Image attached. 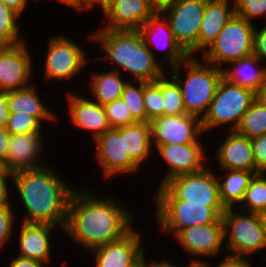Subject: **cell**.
I'll list each match as a JSON object with an SVG mask.
<instances>
[{
	"mask_svg": "<svg viewBox=\"0 0 266 267\" xmlns=\"http://www.w3.org/2000/svg\"><path fill=\"white\" fill-rule=\"evenodd\" d=\"M5 128L10 135L26 134L32 132H42L43 124L35 116L17 112L9 113Z\"/></svg>",
	"mask_w": 266,
	"mask_h": 267,
	"instance_id": "36",
	"label": "cell"
},
{
	"mask_svg": "<svg viewBox=\"0 0 266 267\" xmlns=\"http://www.w3.org/2000/svg\"><path fill=\"white\" fill-rule=\"evenodd\" d=\"M167 74L160 78L164 115L177 116L186 114L180 87L168 72Z\"/></svg>",
	"mask_w": 266,
	"mask_h": 267,
	"instance_id": "33",
	"label": "cell"
},
{
	"mask_svg": "<svg viewBox=\"0 0 266 267\" xmlns=\"http://www.w3.org/2000/svg\"><path fill=\"white\" fill-rule=\"evenodd\" d=\"M94 7L96 8V0H71V8L77 12L91 10Z\"/></svg>",
	"mask_w": 266,
	"mask_h": 267,
	"instance_id": "48",
	"label": "cell"
},
{
	"mask_svg": "<svg viewBox=\"0 0 266 267\" xmlns=\"http://www.w3.org/2000/svg\"><path fill=\"white\" fill-rule=\"evenodd\" d=\"M86 186L72 193L62 232L89 252L129 233L134 228L135 216L115 196L92 194Z\"/></svg>",
	"mask_w": 266,
	"mask_h": 267,
	"instance_id": "1",
	"label": "cell"
},
{
	"mask_svg": "<svg viewBox=\"0 0 266 267\" xmlns=\"http://www.w3.org/2000/svg\"><path fill=\"white\" fill-rule=\"evenodd\" d=\"M148 4L154 9L155 12L162 11L170 6L175 0H147Z\"/></svg>",
	"mask_w": 266,
	"mask_h": 267,
	"instance_id": "50",
	"label": "cell"
},
{
	"mask_svg": "<svg viewBox=\"0 0 266 267\" xmlns=\"http://www.w3.org/2000/svg\"><path fill=\"white\" fill-rule=\"evenodd\" d=\"M19 18L21 17L18 13L8 8L0 0V44L2 46H13L26 41L18 30L21 27L18 23Z\"/></svg>",
	"mask_w": 266,
	"mask_h": 267,
	"instance_id": "32",
	"label": "cell"
},
{
	"mask_svg": "<svg viewBox=\"0 0 266 267\" xmlns=\"http://www.w3.org/2000/svg\"><path fill=\"white\" fill-rule=\"evenodd\" d=\"M41 99L37 85L34 83L24 89L9 91L7 92L9 113H27L35 116L42 124L46 121L47 123L58 122L56 119L60 117H57Z\"/></svg>",
	"mask_w": 266,
	"mask_h": 267,
	"instance_id": "25",
	"label": "cell"
},
{
	"mask_svg": "<svg viewBox=\"0 0 266 267\" xmlns=\"http://www.w3.org/2000/svg\"><path fill=\"white\" fill-rule=\"evenodd\" d=\"M31 0H29V2H30ZM38 2L39 0H32V2ZM46 1H48V0H46ZM56 1V0H55ZM58 2H60V3H63V4H67V6H70V4H69V0H57Z\"/></svg>",
	"mask_w": 266,
	"mask_h": 267,
	"instance_id": "55",
	"label": "cell"
},
{
	"mask_svg": "<svg viewBox=\"0 0 266 267\" xmlns=\"http://www.w3.org/2000/svg\"><path fill=\"white\" fill-rule=\"evenodd\" d=\"M10 133L5 127H0V160L5 161L9 147Z\"/></svg>",
	"mask_w": 266,
	"mask_h": 267,
	"instance_id": "46",
	"label": "cell"
},
{
	"mask_svg": "<svg viewBox=\"0 0 266 267\" xmlns=\"http://www.w3.org/2000/svg\"><path fill=\"white\" fill-rule=\"evenodd\" d=\"M222 220L227 255L248 258L265 250L266 233L258 213L227 208Z\"/></svg>",
	"mask_w": 266,
	"mask_h": 267,
	"instance_id": "6",
	"label": "cell"
},
{
	"mask_svg": "<svg viewBox=\"0 0 266 267\" xmlns=\"http://www.w3.org/2000/svg\"><path fill=\"white\" fill-rule=\"evenodd\" d=\"M254 24L234 14L199 58L222 69L223 64L250 56L253 52Z\"/></svg>",
	"mask_w": 266,
	"mask_h": 267,
	"instance_id": "9",
	"label": "cell"
},
{
	"mask_svg": "<svg viewBox=\"0 0 266 267\" xmlns=\"http://www.w3.org/2000/svg\"><path fill=\"white\" fill-rule=\"evenodd\" d=\"M68 115L70 123L76 128L90 132V138L96 140L101 134L110 129L103 105L96 103L90 97L73 91H68Z\"/></svg>",
	"mask_w": 266,
	"mask_h": 267,
	"instance_id": "20",
	"label": "cell"
},
{
	"mask_svg": "<svg viewBox=\"0 0 266 267\" xmlns=\"http://www.w3.org/2000/svg\"><path fill=\"white\" fill-rule=\"evenodd\" d=\"M187 266L188 267H206L205 265H187ZM175 267H177V265H175ZM183 267H184V265H183Z\"/></svg>",
	"mask_w": 266,
	"mask_h": 267,
	"instance_id": "56",
	"label": "cell"
},
{
	"mask_svg": "<svg viewBox=\"0 0 266 267\" xmlns=\"http://www.w3.org/2000/svg\"><path fill=\"white\" fill-rule=\"evenodd\" d=\"M47 44L43 68V79L46 81L73 82L75 76H78L88 62H91L87 50L85 52V48L70 40L65 34L50 37Z\"/></svg>",
	"mask_w": 266,
	"mask_h": 267,
	"instance_id": "10",
	"label": "cell"
},
{
	"mask_svg": "<svg viewBox=\"0 0 266 267\" xmlns=\"http://www.w3.org/2000/svg\"><path fill=\"white\" fill-rule=\"evenodd\" d=\"M235 14L249 22H255L256 18L266 20V0H234Z\"/></svg>",
	"mask_w": 266,
	"mask_h": 267,
	"instance_id": "39",
	"label": "cell"
},
{
	"mask_svg": "<svg viewBox=\"0 0 266 267\" xmlns=\"http://www.w3.org/2000/svg\"><path fill=\"white\" fill-rule=\"evenodd\" d=\"M0 175H12L4 167V163L0 160Z\"/></svg>",
	"mask_w": 266,
	"mask_h": 267,
	"instance_id": "54",
	"label": "cell"
},
{
	"mask_svg": "<svg viewBox=\"0 0 266 267\" xmlns=\"http://www.w3.org/2000/svg\"><path fill=\"white\" fill-rule=\"evenodd\" d=\"M206 0H175L161 12L167 18L174 38L190 56L198 54V38Z\"/></svg>",
	"mask_w": 266,
	"mask_h": 267,
	"instance_id": "11",
	"label": "cell"
},
{
	"mask_svg": "<svg viewBox=\"0 0 266 267\" xmlns=\"http://www.w3.org/2000/svg\"><path fill=\"white\" fill-rule=\"evenodd\" d=\"M57 173L52 165L45 164L12 174V187L15 186L26 213L21 222L50 224L63 230L75 186Z\"/></svg>",
	"mask_w": 266,
	"mask_h": 267,
	"instance_id": "2",
	"label": "cell"
},
{
	"mask_svg": "<svg viewBox=\"0 0 266 267\" xmlns=\"http://www.w3.org/2000/svg\"><path fill=\"white\" fill-rule=\"evenodd\" d=\"M8 8L12 9L20 16L25 12L27 8V3H30L29 0H1Z\"/></svg>",
	"mask_w": 266,
	"mask_h": 267,
	"instance_id": "47",
	"label": "cell"
},
{
	"mask_svg": "<svg viewBox=\"0 0 266 267\" xmlns=\"http://www.w3.org/2000/svg\"><path fill=\"white\" fill-rule=\"evenodd\" d=\"M141 237L133 228L122 238L89 251L94 267H143L149 260Z\"/></svg>",
	"mask_w": 266,
	"mask_h": 267,
	"instance_id": "13",
	"label": "cell"
},
{
	"mask_svg": "<svg viewBox=\"0 0 266 267\" xmlns=\"http://www.w3.org/2000/svg\"><path fill=\"white\" fill-rule=\"evenodd\" d=\"M20 226V231H17L20 233L16 236L18 237L16 256L33 259L49 266L52 260L53 230L58 228L62 232L61 228L50 224L25 222H22Z\"/></svg>",
	"mask_w": 266,
	"mask_h": 267,
	"instance_id": "21",
	"label": "cell"
},
{
	"mask_svg": "<svg viewBox=\"0 0 266 267\" xmlns=\"http://www.w3.org/2000/svg\"><path fill=\"white\" fill-rule=\"evenodd\" d=\"M183 69L184 78L181 76ZM168 71L180 87L186 113L202 119L223 78L222 69L198 59L197 56H189Z\"/></svg>",
	"mask_w": 266,
	"mask_h": 267,
	"instance_id": "4",
	"label": "cell"
},
{
	"mask_svg": "<svg viewBox=\"0 0 266 267\" xmlns=\"http://www.w3.org/2000/svg\"><path fill=\"white\" fill-rule=\"evenodd\" d=\"M157 225L165 235L174 237L181 229L223 223L224 206L188 203L183 200H154Z\"/></svg>",
	"mask_w": 266,
	"mask_h": 267,
	"instance_id": "8",
	"label": "cell"
},
{
	"mask_svg": "<svg viewBox=\"0 0 266 267\" xmlns=\"http://www.w3.org/2000/svg\"><path fill=\"white\" fill-rule=\"evenodd\" d=\"M258 215H259V218H260L262 227H263V229H264V231H265V233H266V209L260 211V212L258 213Z\"/></svg>",
	"mask_w": 266,
	"mask_h": 267,
	"instance_id": "52",
	"label": "cell"
},
{
	"mask_svg": "<svg viewBox=\"0 0 266 267\" xmlns=\"http://www.w3.org/2000/svg\"><path fill=\"white\" fill-rule=\"evenodd\" d=\"M143 100L147 114V122L164 115L160 78L153 82L143 81Z\"/></svg>",
	"mask_w": 266,
	"mask_h": 267,
	"instance_id": "35",
	"label": "cell"
},
{
	"mask_svg": "<svg viewBox=\"0 0 266 267\" xmlns=\"http://www.w3.org/2000/svg\"><path fill=\"white\" fill-rule=\"evenodd\" d=\"M42 135V132L10 135L8 151L3 162L10 174L46 164L40 159L45 148Z\"/></svg>",
	"mask_w": 266,
	"mask_h": 267,
	"instance_id": "19",
	"label": "cell"
},
{
	"mask_svg": "<svg viewBox=\"0 0 266 267\" xmlns=\"http://www.w3.org/2000/svg\"><path fill=\"white\" fill-rule=\"evenodd\" d=\"M252 54L261 62L264 61L266 63V24H263L260 29L255 26Z\"/></svg>",
	"mask_w": 266,
	"mask_h": 267,
	"instance_id": "41",
	"label": "cell"
},
{
	"mask_svg": "<svg viewBox=\"0 0 266 267\" xmlns=\"http://www.w3.org/2000/svg\"><path fill=\"white\" fill-rule=\"evenodd\" d=\"M95 141V159L99 161L105 179L116 175L137 173L139 167L124 153L123 127L110 128Z\"/></svg>",
	"mask_w": 266,
	"mask_h": 267,
	"instance_id": "17",
	"label": "cell"
},
{
	"mask_svg": "<svg viewBox=\"0 0 266 267\" xmlns=\"http://www.w3.org/2000/svg\"><path fill=\"white\" fill-rule=\"evenodd\" d=\"M173 238L186 254H189L190 257L193 256L192 259H189L188 265H205L208 262L207 260H199L201 257H217L225 247L223 223L184 228Z\"/></svg>",
	"mask_w": 266,
	"mask_h": 267,
	"instance_id": "12",
	"label": "cell"
},
{
	"mask_svg": "<svg viewBox=\"0 0 266 267\" xmlns=\"http://www.w3.org/2000/svg\"><path fill=\"white\" fill-rule=\"evenodd\" d=\"M104 66L102 71L105 72H93L89 75V88L90 98L101 105L113 102L114 100L121 98L125 84L128 82L124 78L125 75H121L116 70H108Z\"/></svg>",
	"mask_w": 266,
	"mask_h": 267,
	"instance_id": "28",
	"label": "cell"
},
{
	"mask_svg": "<svg viewBox=\"0 0 266 267\" xmlns=\"http://www.w3.org/2000/svg\"><path fill=\"white\" fill-rule=\"evenodd\" d=\"M46 267V265L42 264L39 261L29 259V258H23L14 255L13 259L9 262L8 267Z\"/></svg>",
	"mask_w": 266,
	"mask_h": 267,
	"instance_id": "44",
	"label": "cell"
},
{
	"mask_svg": "<svg viewBox=\"0 0 266 267\" xmlns=\"http://www.w3.org/2000/svg\"><path fill=\"white\" fill-rule=\"evenodd\" d=\"M255 100L266 106V75L263 82L255 91Z\"/></svg>",
	"mask_w": 266,
	"mask_h": 267,
	"instance_id": "49",
	"label": "cell"
},
{
	"mask_svg": "<svg viewBox=\"0 0 266 267\" xmlns=\"http://www.w3.org/2000/svg\"><path fill=\"white\" fill-rule=\"evenodd\" d=\"M121 98L124 103H126L131 116L137 122H147V114L143 100V81L128 80L124 86Z\"/></svg>",
	"mask_w": 266,
	"mask_h": 267,
	"instance_id": "34",
	"label": "cell"
},
{
	"mask_svg": "<svg viewBox=\"0 0 266 267\" xmlns=\"http://www.w3.org/2000/svg\"><path fill=\"white\" fill-rule=\"evenodd\" d=\"M26 42L0 47V92L20 90L32 85L29 81L34 76V63Z\"/></svg>",
	"mask_w": 266,
	"mask_h": 267,
	"instance_id": "16",
	"label": "cell"
},
{
	"mask_svg": "<svg viewBox=\"0 0 266 267\" xmlns=\"http://www.w3.org/2000/svg\"><path fill=\"white\" fill-rule=\"evenodd\" d=\"M254 100L255 92L222 78L207 113L201 119L203 133L206 135L224 125L229 131L236 130Z\"/></svg>",
	"mask_w": 266,
	"mask_h": 267,
	"instance_id": "5",
	"label": "cell"
},
{
	"mask_svg": "<svg viewBox=\"0 0 266 267\" xmlns=\"http://www.w3.org/2000/svg\"><path fill=\"white\" fill-rule=\"evenodd\" d=\"M110 128H119L137 122L128 110L122 98L103 105Z\"/></svg>",
	"mask_w": 266,
	"mask_h": 267,
	"instance_id": "37",
	"label": "cell"
},
{
	"mask_svg": "<svg viewBox=\"0 0 266 267\" xmlns=\"http://www.w3.org/2000/svg\"><path fill=\"white\" fill-rule=\"evenodd\" d=\"M223 171L226 173L217 176L221 203L225 209L238 207L255 173L247 170Z\"/></svg>",
	"mask_w": 266,
	"mask_h": 267,
	"instance_id": "29",
	"label": "cell"
},
{
	"mask_svg": "<svg viewBox=\"0 0 266 267\" xmlns=\"http://www.w3.org/2000/svg\"><path fill=\"white\" fill-rule=\"evenodd\" d=\"M137 31L153 56L157 60L159 59L163 66L165 64V70L179 65L189 57L175 40L169 22L162 12H154ZM155 48L156 50L161 49V51L166 49L161 59L155 56V51H153Z\"/></svg>",
	"mask_w": 266,
	"mask_h": 267,
	"instance_id": "14",
	"label": "cell"
},
{
	"mask_svg": "<svg viewBox=\"0 0 266 267\" xmlns=\"http://www.w3.org/2000/svg\"><path fill=\"white\" fill-rule=\"evenodd\" d=\"M234 14V0H206L199 31L198 53L203 54L211 46Z\"/></svg>",
	"mask_w": 266,
	"mask_h": 267,
	"instance_id": "24",
	"label": "cell"
},
{
	"mask_svg": "<svg viewBox=\"0 0 266 267\" xmlns=\"http://www.w3.org/2000/svg\"><path fill=\"white\" fill-rule=\"evenodd\" d=\"M256 173H266V134L251 138Z\"/></svg>",
	"mask_w": 266,
	"mask_h": 267,
	"instance_id": "40",
	"label": "cell"
},
{
	"mask_svg": "<svg viewBox=\"0 0 266 267\" xmlns=\"http://www.w3.org/2000/svg\"><path fill=\"white\" fill-rule=\"evenodd\" d=\"M210 164L196 173L169 179L164 185L157 187L154 199L183 200L207 206H223L219 195L217 175Z\"/></svg>",
	"mask_w": 266,
	"mask_h": 267,
	"instance_id": "7",
	"label": "cell"
},
{
	"mask_svg": "<svg viewBox=\"0 0 266 267\" xmlns=\"http://www.w3.org/2000/svg\"><path fill=\"white\" fill-rule=\"evenodd\" d=\"M11 200L9 203L0 205V250L5 248L9 241L13 238L15 228V212ZM13 206V207H12Z\"/></svg>",
	"mask_w": 266,
	"mask_h": 267,
	"instance_id": "38",
	"label": "cell"
},
{
	"mask_svg": "<svg viewBox=\"0 0 266 267\" xmlns=\"http://www.w3.org/2000/svg\"><path fill=\"white\" fill-rule=\"evenodd\" d=\"M226 139L216 147L214 158L222 170H247L256 174L251 139L235 130L225 131Z\"/></svg>",
	"mask_w": 266,
	"mask_h": 267,
	"instance_id": "23",
	"label": "cell"
},
{
	"mask_svg": "<svg viewBox=\"0 0 266 267\" xmlns=\"http://www.w3.org/2000/svg\"><path fill=\"white\" fill-rule=\"evenodd\" d=\"M124 153L139 167L153 154L150 122H134L123 126Z\"/></svg>",
	"mask_w": 266,
	"mask_h": 267,
	"instance_id": "27",
	"label": "cell"
},
{
	"mask_svg": "<svg viewBox=\"0 0 266 267\" xmlns=\"http://www.w3.org/2000/svg\"><path fill=\"white\" fill-rule=\"evenodd\" d=\"M101 12L108 30H138L155 12L147 0H113Z\"/></svg>",
	"mask_w": 266,
	"mask_h": 267,
	"instance_id": "22",
	"label": "cell"
},
{
	"mask_svg": "<svg viewBox=\"0 0 266 267\" xmlns=\"http://www.w3.org/2000/svg\"><path fill=\"white\" fill-rule=\"evenodd\" d=\"M92 44L96 43L106 55L107 67L114 65L113 70L126 73L129 80L153 82L163 77L167 70L145 45L137 30H108L99 28L88 36ZM94 42V43H93ZM110 64V65H109ZM165 71V72H164Z\"/></svg>",
	"mask_w": 266,
	"mask_h": 267,
	"instance_id": "3",
	"label": "cell"
},
{
	"mask_svg": "<svg viewBox=\"0 0 266 267\" xmlns=\"http://www.w3.org/2000/svg\"><path fill=\"white\" fill-rule=\"evenodd\" d=\"M9 117L7 92H0V127H5Z\"/></svg>",
	"mask_w": 266,
	"mask_h": 267,
	"instance_id": "45",
	"label": "cell"
},
{
	"mask_svg": "<svg viewBox=\"0 0 266 267\" xmlns=\"http://www.w3.org/2000/svg\"><path fill=\"white\" fill-rule=\"evenodd\" d=\"M157 149L168 169L159 182L164 185L169 179L190 173H196L207 166L209 156L203 144L152 145ZM205 151V152H204ZM207 155V156H206ZM205 161V162H204Z\"/></svg>",
	"mask_w": 266,
	"mask_h": 267,
	"instance_id": "18",
	"label": "cell"
},
{
	"mask_svg": "<svg viewBox=\"0 0 266 267\" xmlns=\"http://www.w3.org/2000/svg\"><path fill=\"white\" fill-rule=\"evenodd\" d=\"M260 63L264 62H261L253 54L229 62L228 65L230 64L232 67L229 65L230 68L227 66L222 68L223 78L230 83L248 88L255 92L266 75V65L263 67Z\"/></svg>",
	"mask_w": 266,
	"mask_h": 267,
	"instance_id": "26",
	"label": "cell"
},
{
	"mask_svg": "<svg viewBox=\"0 0 266 267\" xmlns=\"http://www.w3.org/2000/svg\"><path fill=\"white\" fill-rule=\"evenodd\" d=\"M236 208L252 213H259L266 209V173L259 172L254 174L244 193L241 204Z\"/></svg>",
	"mask_w": 266,
	"mask_h": 267,
	"instance_id": "30",
	"label": "cell"
},
{
	"mask_svg": "<svg viewBox=\"0 0 266 267\" xmlns=\"http://www.w3.org/2000/svg\"><path fill=\"white\" fill-rule=\"evenodd\" d=\"M150 129L152 145L203 144L201 119L191 114L156 117Z\"/></svg>",
	"mask_w": 266,
	"mask_h": 267,
	"instance_id": "15",
	"label": "cell"
},
{
	"mask_svg": "<svg viewBox=\"0 0 266 267\" xmlns=\"http://www.w3.org/2000/svg\"><path fill=\"white\" fill-rule=\"evenodd\" d=\"M262 258H263V261L266 262V255L265 256L263 255Z\"/></svg>",
	"mask_w": 266,
	"mask_h": 267,
	"instance_id": "57",
	"label": "cell"
},
{
	"mask_svg": "<svg viewBox=\"0 0 266 267\" xmlns=\"http://www.w3.org/2000/svg\"><path fill=\"white\" fill-rule=\"evenodd\" d=\"M112 1L113 0H96V6H98V9H101L100 11H102Z\"/></svg>",
	"mask_w": 266,
	"mask_h": 267,
	"instance_id": "53",
	"label": "cell"
},
{
	"mask_svg": "<svg viewBox=\"0 0 266 267\" xmlns=\"http://www.w3.org/2000/svg\"><path fill=\"white\" fill-rule=\"evenodd\" d=\"M9 180L11 182L12 175H0V205L9 203L12 200L10 196V192H12L10 189L12 188H9L12 186L9 185Z\"/></svg>",
	"mask_w": 266,
	"mask_h": 267,
	"instance_id": "43",
	"label": "cell"
},
{
	"mask_svg": "<svg viewBox=\"0 0 266 267\" xmlns=\"http://www.w3.org/2000/svg\"><path fill=\"white\" fill-rule=\"evenodd\" d=\"M235 131L250 139L266 134V106L254 100Z\"/></svg>",
	"mask_w": 266,
	"mask_h": 267,
	"instance_id": "31",
	"label": "cell"
},
{
	"mask_svg": "<svg viewBox=\"0 0 266 267\" xmlns=\"http://www.w3.org/2000/svg\"><path fill=\"white\" fill-rule=\"evenodd\" d=\"M146 267H175V264L170 262L167 258L164 260L158 261L155 259L154 261H148L146 263Z\"/></svg>",
	"mask_w": 266,
	"mask_h": 267,
	"instance_id": "51",
	"label": "cell"
},
{
	"mask_svg": "<svg viewBox=\"0 0 266 267\" xmlns=\"http://www.w3.org/2000/svg\"><path fill=\"white\" fill-rule=\"evenodd\" d=\"M249 258L235 257L224 255V257L218 261L219 264L215 267H253ZM206 267H210L209 263L205 264Z\"/></svg>",
	"mask_w": 266,
	"mask_h": 267,
	"instance_id": "42",
	"label": "cell"
}]
</instances>
